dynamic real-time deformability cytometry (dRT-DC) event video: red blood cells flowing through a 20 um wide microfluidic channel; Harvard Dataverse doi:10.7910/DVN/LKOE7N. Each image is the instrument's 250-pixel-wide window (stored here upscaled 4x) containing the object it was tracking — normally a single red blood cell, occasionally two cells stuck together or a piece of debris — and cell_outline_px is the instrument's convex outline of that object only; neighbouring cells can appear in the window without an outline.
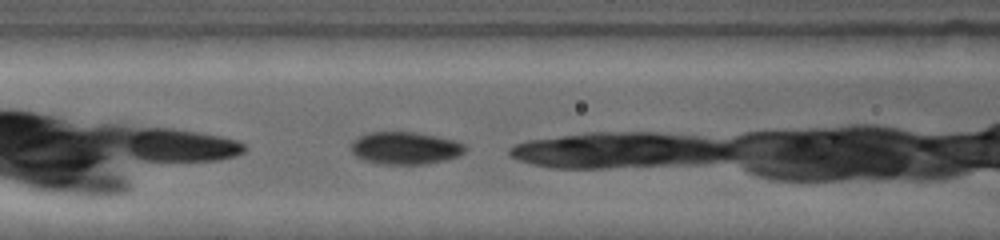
{"species": "common noctule bat (a hibernating species)", "species_latin": "Nyctalus noctula", "temperature_condition": "warm", "stored_images_in_passage": 21, "camera_frame_rate_fps": 4500, "um_per_image_px": 0.085, "animal": {"sex": "female", "body_mass_g": 19.0, "forearm_length_mm": 53.3}, "frame": {"image": 1, "passage_image": 4, "time_ms": 1.333, "image_size_px": [1000, 240], "cell_outline_px": [[468, 148], [460, 156], [444, 160], [424, 164], [376, 164], [364, 160], [356, 156], [352, 152], [352, 140], [368, 132], [416, 132], [456, 140], [464, 144]], "centroid_in_image_um": [34.46, 12.59], "position_along_channel_um": 132.1, "area_um2": 21.73}}
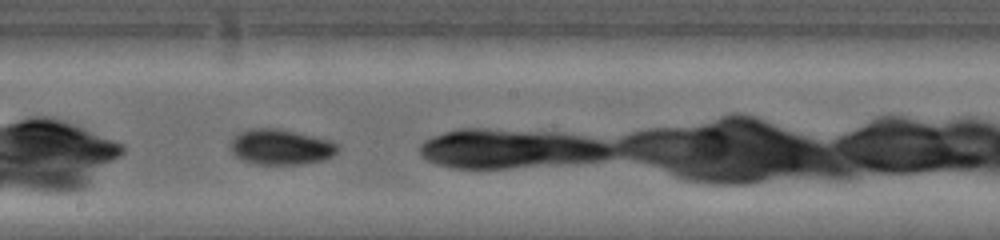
{"frame": {"image": 2, "passage_image": 11, "time_ms": 3.778, "image_size_px": [1000, 240], "cell_outline_px": [[340, 148], [332, 156], [324, 160], [300, 164], [256, 164], [244, 160], [236, 156], [232, 152], [228, 144], [236, 132], [248, 128], [280, 128], [332, 140], [340, 144]], "centroid_in_image_um": [23.86, 12.47], "position_along_channel_um": 224.3, "area_um2": 22.66}}
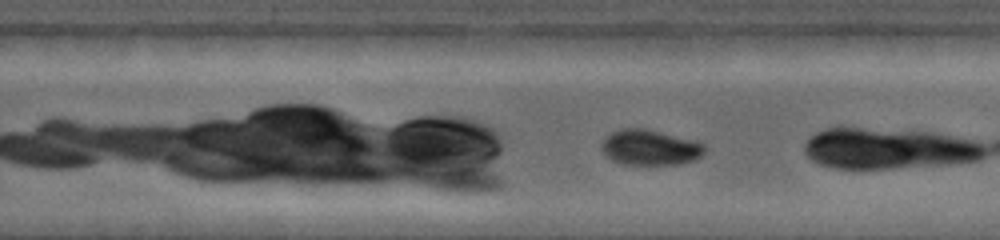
{"frame": {"image": 3, "passage_image": 15, "time_ms": 5.111, "image_size_px": [1000, 240], "cell_outline_px": [[708, 148], [700, 156], [692, 160], [680, 164], [624, 164], [612, 160], [604, 156], [600, 148], [600, 144], [612, 132], [620, 128], [644, 128], [696, 140], [704, 144]], "centroid_in_image_um": [55.24, 12.53], "position_along_channel_um": 274.6, "area_um2": 21.44}}